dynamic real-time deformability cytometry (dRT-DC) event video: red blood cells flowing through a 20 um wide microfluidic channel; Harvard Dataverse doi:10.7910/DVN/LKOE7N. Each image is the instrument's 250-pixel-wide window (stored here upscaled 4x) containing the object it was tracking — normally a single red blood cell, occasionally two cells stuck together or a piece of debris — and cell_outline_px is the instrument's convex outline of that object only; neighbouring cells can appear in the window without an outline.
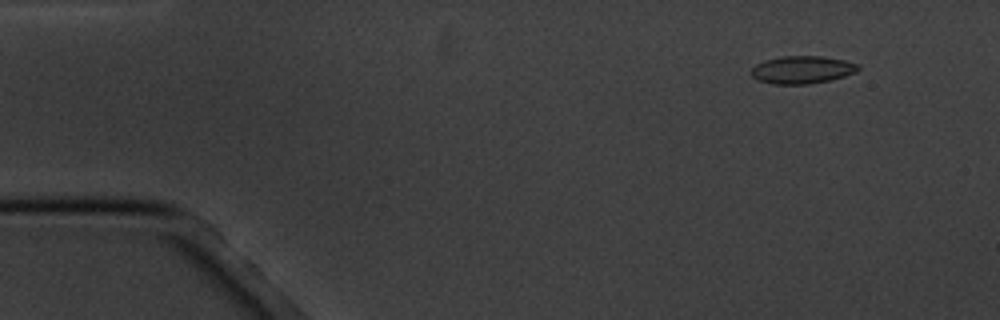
{"species": "common noctule bat (a hibernating species)", "species_latin": "Nyctalus noctula", "temperature_condition": "cold", "stored_images_in_passage": 8, "camera_frame_rate_fps": 3000, "um_per_image_px": 0.085, "animal": {"sex": "male", "body_mass_g": 20.1, "forearm_length_mm": 53.5}, "frame": {"image": 1, "passage_image": 2, "time_ms": 1.0, "image_size_px": [1000, 320], "cell_outline_px": [[860, 68], [856, 72], [844, 76], [828, 80], [808, 84], [772, 84], [760, 80], [752, 76], [752, 68], [756, 64], [764, 60], [780, 56], [820, 56], [844, 60], [860, 64]], "centroid_in_image_um": [68.19, 5.92], "position_along_channel_um": 16.8, "area_um2": 17.17}}
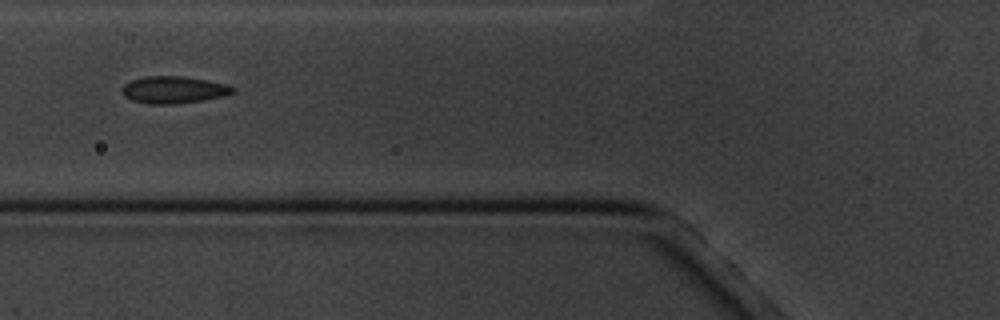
{"frame": {"image": 2, "passage_image": 6, "time_ms": 6.333, "image_size_px": [1000, 320], "cell_outline_px": [[236, 92], [224, 96], [204, 100], [176, 104], [148, 104], [132, 100], [124, 96], [120, 92], [120, 88], [124, 84], [132, 80], [144, 76], [184, 76], [228, 84], [236, 88]], "centroid_in_image_um": [14.76, 7.63], "position_along_channel_um": 111.0, "area_um2": 17.8}}
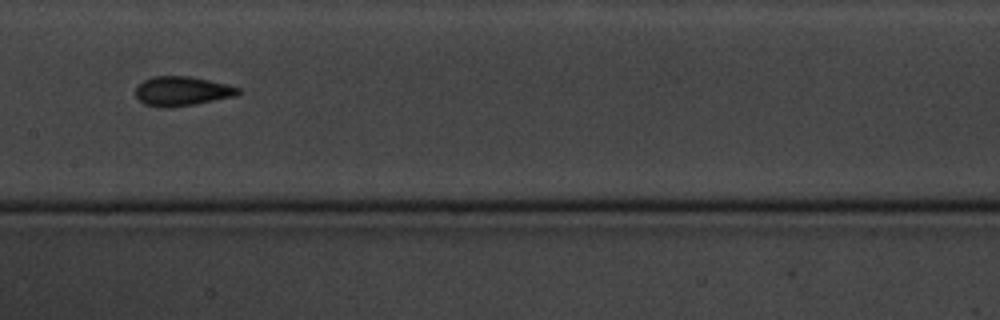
{"frame": {"image": 3, "passage_image": 8, "time_ms": 8.667, "image_size_px": [1000, 320], "cell_outline_px": [[240, 92], [236, 96], [192, 104], [168, 108], [164, 108], [144, 104], [136, 96], [136, 88], [144, 80], [152, 76], [192, 76], [228, 84], [240, 88]], "centroid_in_image_um": [15.48, 7.73], "position_along_channel_um": 191.9, "area_um2": 17.51}}